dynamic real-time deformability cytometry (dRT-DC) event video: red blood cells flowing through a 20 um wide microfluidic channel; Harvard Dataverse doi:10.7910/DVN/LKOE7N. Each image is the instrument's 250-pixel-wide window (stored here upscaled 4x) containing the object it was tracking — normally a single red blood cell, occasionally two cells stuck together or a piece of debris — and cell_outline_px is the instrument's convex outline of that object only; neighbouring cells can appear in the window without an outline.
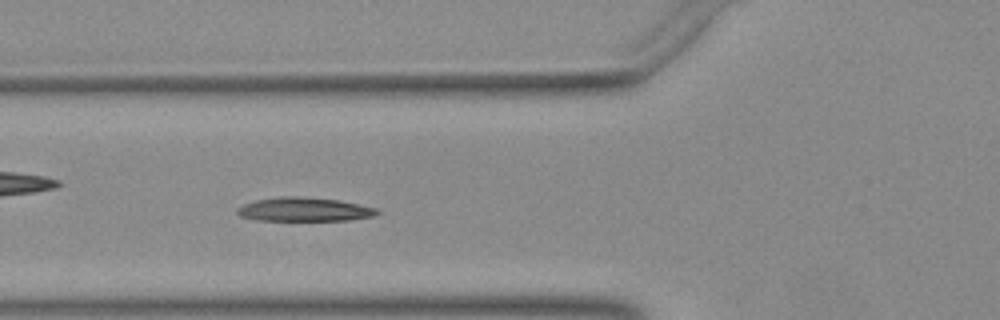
{"species": "Egyptian fruit bat (a non-hibernating species)", "species_latin": "Rousettus aegyptiacus", "temperature_condition": "warm", "stored_images_in_passage": 25, "camera_frame_rate_fps": 3000, "um_per_image_px": 0.085, "animal": {"sex": "female"}, "frame": {"image": 1, "passage_image": 7, "time_ms": 2.0, "image_size_px": [1000, 320], "cell_outline_px": [[380, 212], [376, 216], [348, 220], [256, 220], [240, 216], [236, 212], [236, 208], [244, 204], [256, 200], [280, 196], [296, 196], [336, 200], [376, 208]], "centroid_in_image_um": [25.83, 17.81], "position_along_channel_um": 100.0, "area_um2": 19.25}}
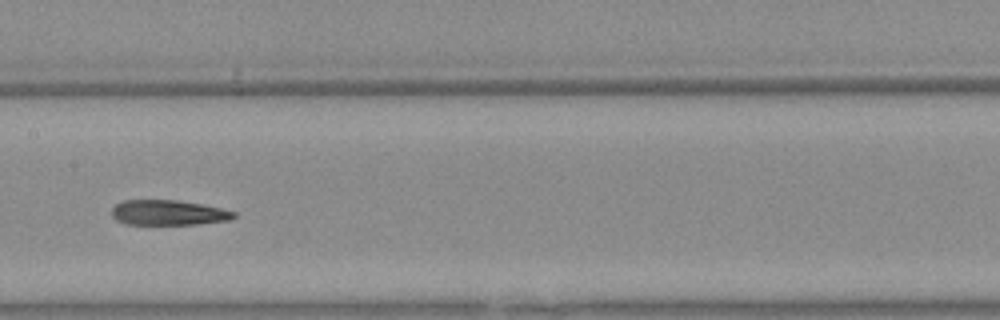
{"frame": {"image": 2, "passage_image": 14, "time_ms": 4.333, "image_size_px": [1000, 320], "cell_outline_px": [[236, 216], [232, 220], [196, 224], [128, 224], [116, 220], [112, 216], [112, 208], [116, 204], [124, 200], [176, 200], [200, 204], [220, 208], [236, 212]], "centroid_in_image_um": [14.32, 18.08], "position_along_channel_um": 193.1, "area_um2": 17.8}}
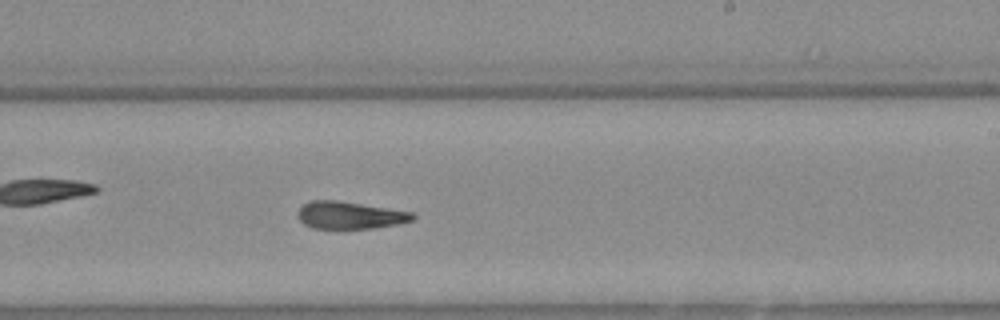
{"frame": {"image": 3, "passage_image": 19, "time_ms": 6.0, "image_size_px": [1000, 320], "cell_outline_px": [[416, 220], [396, 224], [372, 228], [312, 228], [304, 224], [296, 216], [296, 212], [304, 204], [312, 200], [336, 200], [388, 208], [412, 212], [416, 216]], "centroid_in_image_um": [29.73, 18.29], "position_along_channel_um": 259.3, "area_um2": 18.26}}